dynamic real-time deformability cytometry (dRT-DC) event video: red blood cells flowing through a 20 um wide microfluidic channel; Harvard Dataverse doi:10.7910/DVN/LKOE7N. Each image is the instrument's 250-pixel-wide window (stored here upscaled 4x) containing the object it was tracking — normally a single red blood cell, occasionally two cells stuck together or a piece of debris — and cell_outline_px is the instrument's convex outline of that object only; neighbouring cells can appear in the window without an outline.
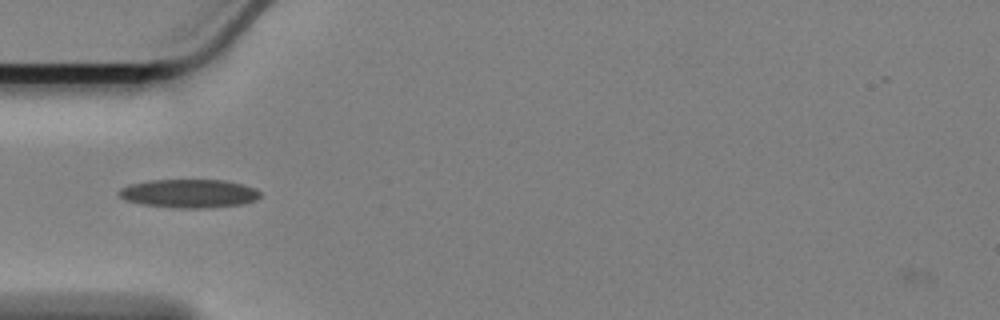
{"species": "Egyptian fruit bat (a non-hibernating species)", "species_latin": "Rousettus aegyptiacus", "temperature_condition": "cold", "stored_images_in_passage": 14, "camera_frame_rate_fps": 3000, "um_per_image_px": 0.085, "animal": {"sex": "female"}, "frame": {"image": 1, "passage_image": 1, "time_ms": 0.0, "image_size_px": [1000, 320], "cell_outline_px": [[260, 196], [256, 200], [240, 204], [204, 208], [180, 208], [144, 204], [128, 200], [120, 196], [116, 192], [120, 188], [128, 184], [148, 180], [224, 180], [240, 184], [252, 188], [260, 192]], "centroid_in_image_um": [16.03, 16.43], "position_along_channel_um": 69.0, "area_um2": 23.18}}
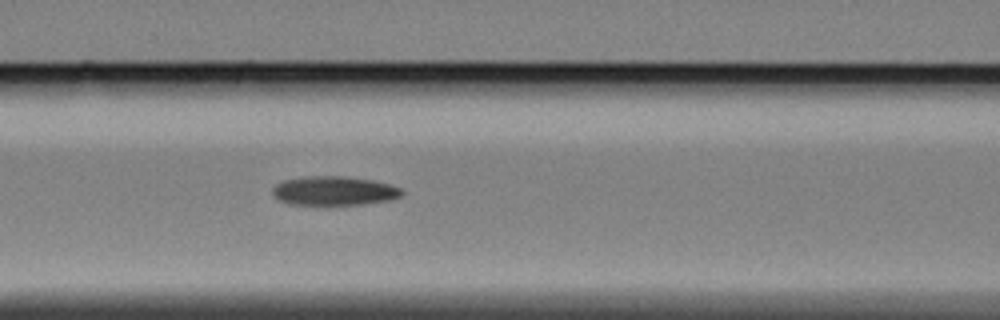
{"frame": {"image": 2, "passage_image": 7, "time_ms": 2.0, "image_size_px": [1000, 320], "cell_outline_px": [[404, 192], [400, 196], [388, 200], [360, 204], [292, 204], [280, 200], [272, 192], [272, 188], [276, 184], [284, 180], [312, 176], [340, 176], [372, 180], [388, 184], [400, 188]], "centroid_in_image_um": [28.39, 16.21], "position_along_channel_um": 138.2, "area_um2": 21.39}}
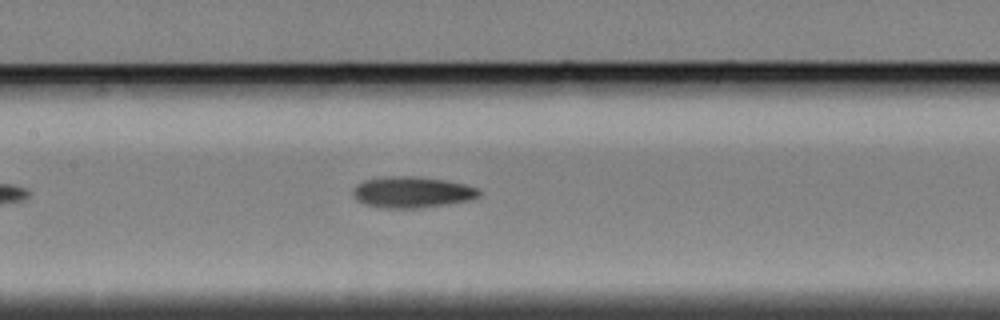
{"frame": {"image": 3, "passage_image": 10, "time_ms": 3.0, "image_size_px": [1000, 320], "cell_outline_px": [[480, 196], [468, 200], [416, 208], [384, 208], [364, 204], [356, 200], [352, 192], [364, 180], [384, 176], [420, 176], [444, 180], [464, 184], [476, 188], [480, 192]], "centroid_in_image_um": [34.99, 16.32], "position_along_channel_um": 172.4, "area_um2": 22.6}}